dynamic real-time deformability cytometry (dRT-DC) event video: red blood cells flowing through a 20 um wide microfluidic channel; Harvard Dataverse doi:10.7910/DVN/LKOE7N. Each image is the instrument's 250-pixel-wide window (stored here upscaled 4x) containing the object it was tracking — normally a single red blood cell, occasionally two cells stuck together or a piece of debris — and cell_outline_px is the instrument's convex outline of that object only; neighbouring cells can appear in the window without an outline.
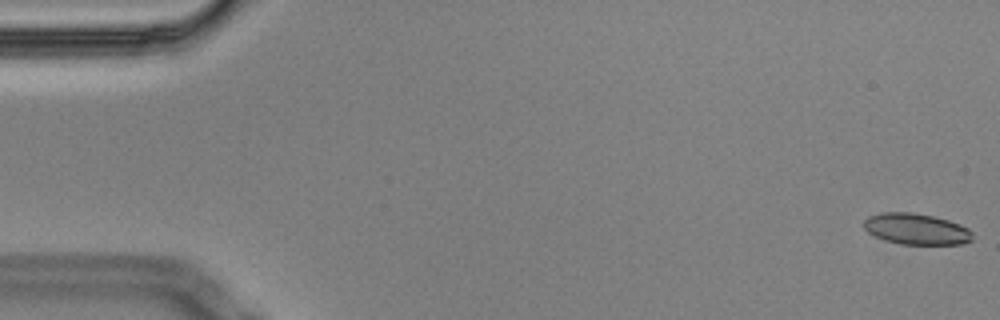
{"species": "Egyptian fruit bat (a non-hibernating species)", "species_latin": "Rousettus aegyptiacus", "temperature_condition": "cold", "stored_images_in_passage": 59, "camera_frame_rate_fps": 3000, "um_per_image_px": 0.085, "animal": {"sex": "male"}, "frame": {"image": 1, "passage_image": 1, "time_ms": 0.0, "image_size_px": [1000, 320], "cell_outline_px": [[972, 240], [964, 244], [900, 244], [884, 240], [868, 232], [864, 228], [864, 220], [868, 216], [884, 212], [912, 212], [932, 216], [948, 220], [960, 224], [968, 228], [972, 232]], "centroid_in_image_um": [77.89, 19.46], "position_along_channel_um": 7.1, "area_um2": 19.71}}
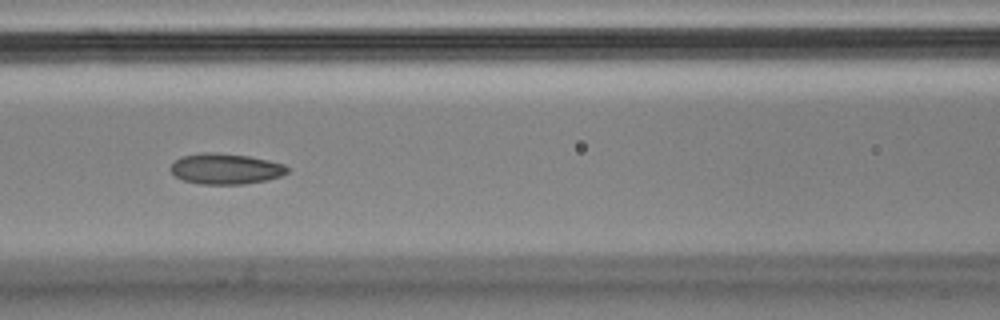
{"frame": {"image": 2, "passage_image": 25, "time_ms": 8.0, "image_size_px": [1000, 320], "cell_outline_px": [[288, 172], [280, 176], [268, 180], [244, 184], [200, 184], [184, 180], [176, 176], [168, 168], [180, 156], [204, 152], [212, 152], [248, 156], [268, 160], [284, 164], [288, 168]], "centroid_in_image_um": [19.17, 14.35], "position_along_channel_um": 147.4, "area_um2": 20.87}}
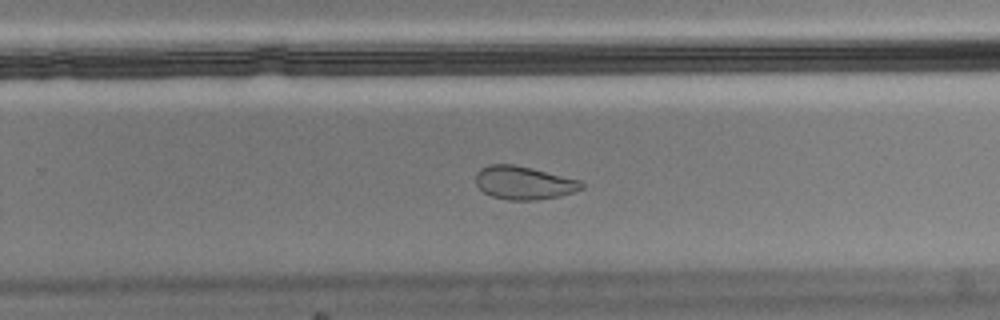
{"frame": {"image": 3, "passage_image": 37, "time_ms": 12.0, "image_size_px": [1000, 320], "cell_outline_px": [[584, 188], [560, 196], [536, 200], [508, 200], [492, 196], [484, 192], [476, 184], [476, 172], [480, 168], [488, 164], [512, 164], [532, 168], [580, 180], [584, 184]], "centroid_in_image_um": [44.51, 15.53], "position_along_channel_um": 285.3, "area_um2": 20.52}, "authors_computed_cell_mechanics": {"area_um2": 21.1548, "velocity_mm_per_s": 3.4575, "shape_relaxation_time_tau1_ms": null, "shape_relaxation_time_tau2_ms": 2.5575, "deformation_change_tau1": null, "deformation_change_tau2": 0.074}}